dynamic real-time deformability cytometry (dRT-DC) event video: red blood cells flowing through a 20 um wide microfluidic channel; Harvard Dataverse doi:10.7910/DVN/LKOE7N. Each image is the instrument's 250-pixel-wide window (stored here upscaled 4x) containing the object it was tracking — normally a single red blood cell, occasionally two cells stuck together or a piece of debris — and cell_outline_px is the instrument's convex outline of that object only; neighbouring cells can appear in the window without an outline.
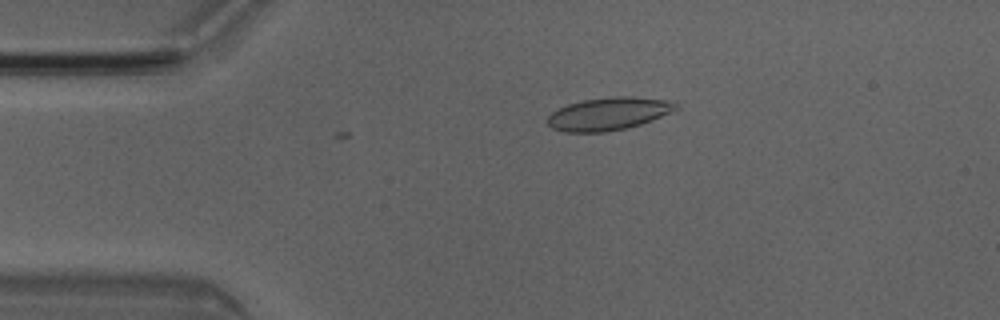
{"species": "Egyptian fruit bat (a non-hibernating species)", "species_latin": "Rousettus aegyptiacus", "temperature_condition": "room temperature", "stored_images_in_passage": 3, "camera_frame_rate_fps": 3000, "um_per_image_px": 0.085, "animal": {"sex": "male"}, "frame": {"image": 1, "passage_image": 2, "time_ms": 0.333, "image_size_px": [1000, 320], "cell_outline_px": [[680, 108], [652, 120], [628, 128], [604, 132], [564, 132], [552, 128], [544, 120], [552, 112], [568, 104], [580, 100], [612, 96], [632, 96], [672, 100], [680, 104]], "centroid_in_image_um": [51.75, 9.66], "position_along_channel_um": 33.2, "area_um2": 24.91}}